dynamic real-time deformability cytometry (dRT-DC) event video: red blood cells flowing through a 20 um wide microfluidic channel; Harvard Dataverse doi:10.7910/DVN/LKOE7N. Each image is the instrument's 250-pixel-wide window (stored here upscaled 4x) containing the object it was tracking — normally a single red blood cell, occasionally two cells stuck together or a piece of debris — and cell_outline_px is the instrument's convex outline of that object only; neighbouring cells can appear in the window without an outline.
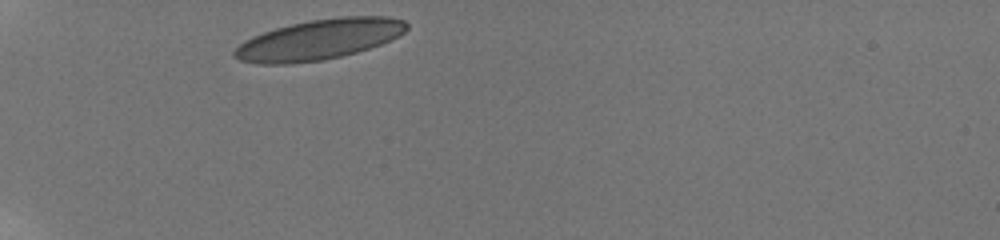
{"species": "human", "species_latin": "Homo sapiens", "temperature_condition": "room temperature", "stored_images_in_passage": 32, "camera_frame_rate_fps": 3000, "um_per_image_px": 0.085, "donor": {"sex": "male"}, "frame": {"image": 1, "passage_image": 1, "time_ms": 0.0, "image_size_px": [1000, 240], "cell_outline_px": [[408, 28], [404, 32], [380, 44], [356, 52], [324, 60], [288, 64], [260, 64], [240, 60], [232, 56], [232, 52], [244, 40], [252, 36], [276, 28], [308, 20], [340, 16], [388, 16], [404, 20], [408, 24]], "centroid_in_image_um": [27.1, 3.35], "position_along_channel_um": 57.9, "area_um2": 40.4}}
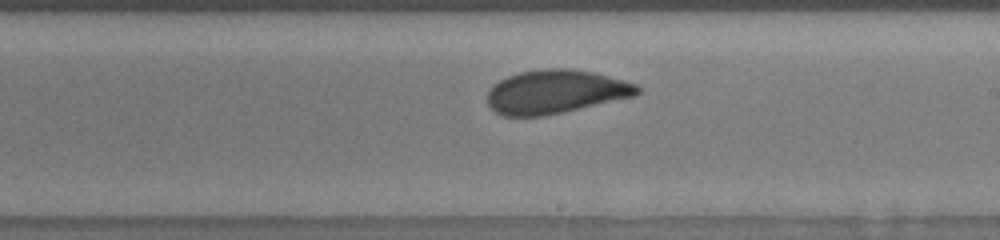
{"frame": {"image": 2, "passage_image": 18, "time_ms": 5.667, "image_size_px": [1000, 240], "cell_outline_px": [[640, 92], [636, 96], [544, 116], [504, 116], [496, 112], [488, 104], [488, 88], [492, 84], [508, 76], [520, 72], [544, 68], [568, 68], [596, 72], [624, 80], [636, 84], [640, 88]], "centroid_in_image_um": [47.23, 7.79], "position_along_channel_um": 241.8, "area_um2": 38.32}}
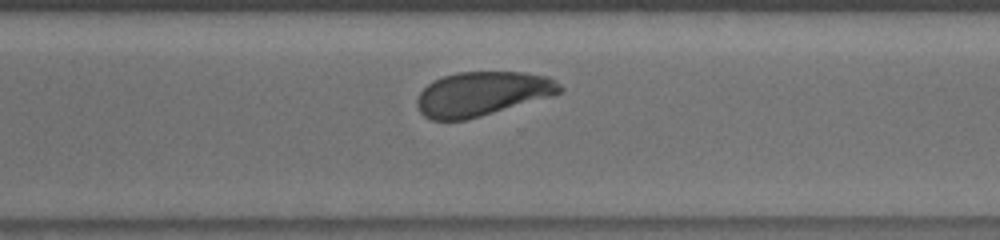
{"frame": {"image": 3, "passage_image": 25, "time_ms": 8.0, "image_size_px": [1000, 240], "cell_outline_px": [[564, 88], [560, 92], [552, 96], [468, 120], [432, 120], [424, 116], [420, 112], [416, 104], [416, 100], [420, 92], [428, 84], [444, 76], [456, 72], [524, 72], [548, 76], [556, 80]], "centroid_in_image_um": [41.0, 7.97], "position_along_channel_um": 329.6, "area_um2": 36.93}, "authors_computed_cell_mechanics": {"area_um2": 38.6971, "velocity_mm_per_s": 3.7621, "shape_relaxation_time_tau1_ms": 3.3474, "shape_relaxation_time_tau2_ms": 0.8502, "deformation_change_tau1": 0.1196, "deformation_change_tau2": 0.0769}}